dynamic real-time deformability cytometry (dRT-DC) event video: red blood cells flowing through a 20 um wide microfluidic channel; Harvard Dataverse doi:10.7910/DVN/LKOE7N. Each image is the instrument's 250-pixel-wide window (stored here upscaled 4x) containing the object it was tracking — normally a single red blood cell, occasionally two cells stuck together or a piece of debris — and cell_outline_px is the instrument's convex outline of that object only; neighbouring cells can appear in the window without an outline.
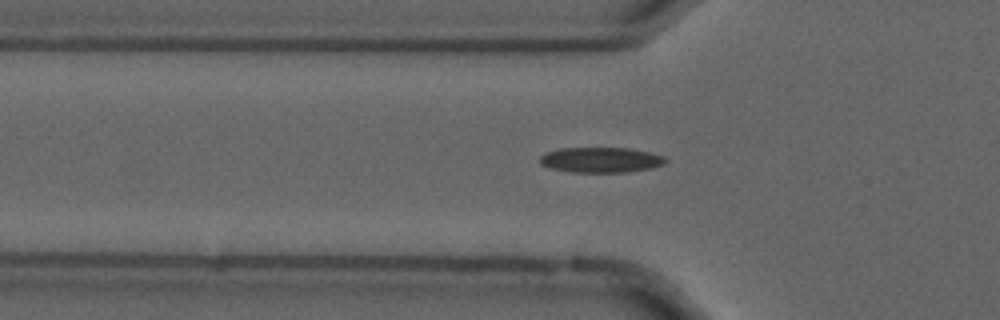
{"species": "common noctule bat (a hibernating species)", "species_latin": "Nyctalus noctula", "temperature_condition": "cold", "stored_images_in_passage": 45, "camera_frame_rate_fps": 3000, "um_per_image_px": 0.085, "animal": {"sex": "male", "forearm_length_mm": 52.5}, "frame": {"image": 1, "passage_image": 8, "time_ms": 2.333, "image_size_px": [1000, 320], "cell_outline_px": [[668, 160], [664, 164], [652, 168], [628, 172], [572, 172], [552, 168], [540, 164], [540, 156], [544, 152], [560, 148], [628, 148], [648, 152], [664, 156]], "centroid_in_image_um": [51.07, 13.59], "position_along_channel_um": 74.7, "area_um2": 18.55}}
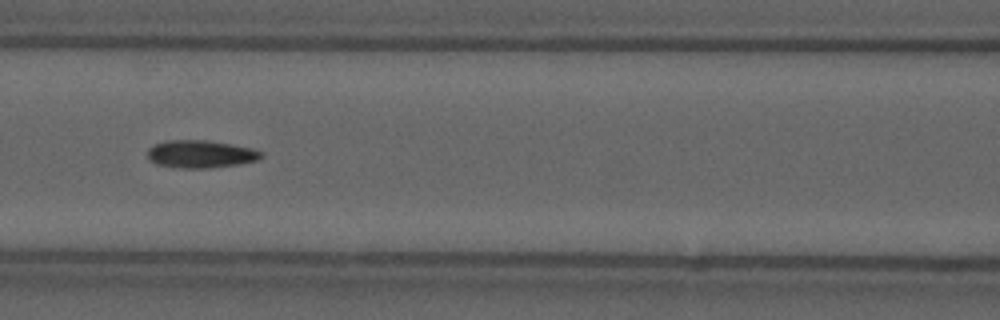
{"frame": {"image": 2, "passage_image": 14, "time_ms": 4.333, "image_size_px": [1000, 320], "cell_outline_px": [[264, 156], [256, 160], [240, 164], [208, 168], [180, 168], [156, 164], [148, 156], [148, 148], [156, 144], [168, 140], [204, 140], [232, 144], [252, 148], [264, 152]], "centroid_in_image_um": [17.09, 13.09], "position_along_channel_um": 149.5, "area_um2": 18.26}}
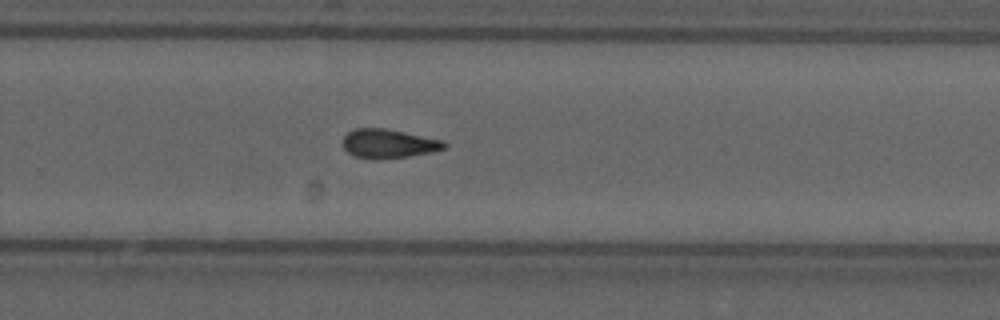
{"frame": {"image": 3, "passage_image": 26, "time_ms": 8.333, "image_size_px": [1000, 320], "cell_outline_px": [[448, 148], [432, 152], [408, 156], [376, 160], [372, 160], [352, 156], [344, 148], [344, 136], [348, 132], [356, 128], [384, 128], [444, 140], [448, 144]], "centroid_in_image_um": [33.05, 12.22], "position_along_channel_um": 296.7, "area_um2": 17.34}, "authors_computed_cell_mechanics": {"area_um2": 17.2822, "velocity_mm_per_s": 3.6999, "shape_relaxation_time_tau1_ms": null, "shape_relaxation_time_tau2_ms": 5.4918, "deformation_change_tau1": null, "deformation_change_tau2": 0.1458}}